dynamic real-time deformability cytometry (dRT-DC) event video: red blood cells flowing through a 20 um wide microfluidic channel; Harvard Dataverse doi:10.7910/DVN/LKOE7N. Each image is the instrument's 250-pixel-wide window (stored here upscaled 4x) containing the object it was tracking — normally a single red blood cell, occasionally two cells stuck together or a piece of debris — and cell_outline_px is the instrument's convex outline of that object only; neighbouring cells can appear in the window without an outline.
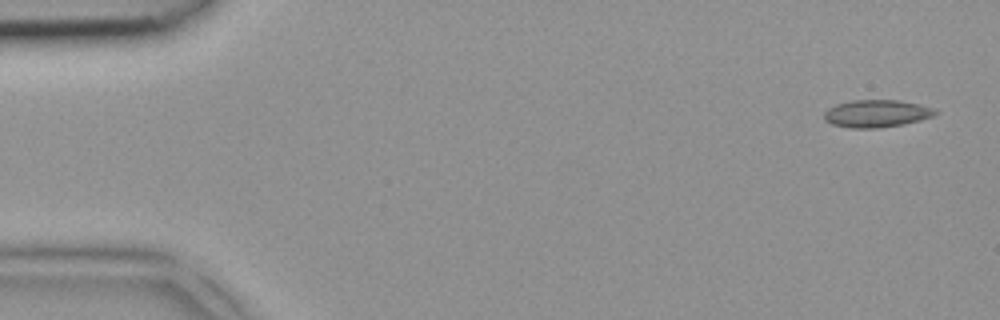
{"species": "common noctule bat (a hibernating species)", "species_latin": "Nyctalus noctula", "temperature_condition": "room temperature", "stored_images_in_passage": 5, "segment_of_instrument_passage": [2, 2], "camera_frame_rate_fps": 3000, "um_per_image_px": 0.085, "animal": {"sex": "female", "body_mass_g": 18.4}, "frame": {"image": 1, "passage_image": 5, "time_ms": 1.333, "image_size_px": [1000, 320], "cell_outline_px": [[940, 112], [932, 116], [920, 120], [904, 124], [876, 128], [852, 128], [832, 124], [824, 120], [824, 112], [828, 108], [836, 104], [852, 100], [900, 100], [936, 108]], "centroid_in_image_um": [74.52, 9.64], "position_along_channel_um": 10.5, "area_um2": 17.86}}